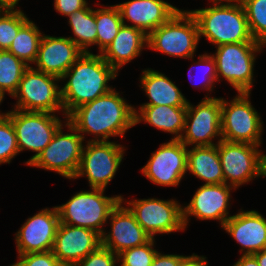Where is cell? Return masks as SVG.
Masks as SVG:
<instances>
[{"label": "cell", "instance_id": "cell-26", "mask_svg": "<svg viewBox=\"0 0 266 266\" xmlns=\"http://www.w3.org/2000/svg\"><path fill=\"white\" fill-rule=\"evenodd\" d=\"M187 172L204 184H223L224 175L219 158L218 144L213 146L187 147Z\"/></svg>", "mask_w": 266, "mask_h": 266}, {"label": "cell", "instance_id": "cell-4", "mask_svg": "<svg viewBox=\"0 0 266 266\" xmlns=\"http://www.w3.org/2000/svg\"><path fill=\"white\" fill-rule=\"evenodd\" d=\"M104 189L76 192L65 204L56 206L60 223L92 229L102 235L111 211L122 195L105 196Z\"/></svg>", "mask_w": 266, "mask_h": 266}, {"label": "cell", "instance_id": "cell-46", "mask_svg": "<svg viewBox=\"0 0 266 266\" xmlns=\"http://www.w3.org/2000/svg\"><path fill=\"white\" fill-rule=\"evenodd\" d=\"M11 2V4H19L20 0H9Z\"/></svg>", "mask_w": 266, "mask_h": 266}, {"label": "cell", "instance_id": "cell-34", "mask_svg": "<svg viewBox=\"0 0 266 266\" xmlns=\"http://www.w3.org/2000/svg\"><path fill=\"white\" fill-rule=\"evenodd\" d=\"M155 245V238H151L143 245L122 251L118 254V259L124 266H151L158 252L154 249Z\"/></svg>", "mask_w": 266, "mask_h": 266}, {"label": "cell", "instance_id": "cell-22", "mask_svg": "<svg viewBox=\"0 0 266 266\" xmlns=\"http://www.w3.org/2000/svg\"><path fill=\"white\" fill-rule=\"evenodd\" d=\"M115 5L124 25L138 28L147 36L179 11V8L164 0H128Z\"/></svg>", "mask_w": 266, "mask_h": 266}, {"label": "cell", "instance_id": "cell-13", "mask_svg": "<svg viewBox=\"0 0 266 266\" xmlns=\"http://www.w3.org/2000/svg\"><path fill=\"white\" fill-rule=\"evenodd\" d=\"M125 199L121 197V201L134 214L136 221L152 238L157 234L186 230L183 222V205L176 199Z\"/></svg>", "mask_w": 266, "mask_h": 266}, {"label": "cell", "instance_id": "cell-12", "mask_svg": "<svg viewBox=\"0 0 266 266\" xmlns=\"http://www.w3.org/2000/svg\"><path fill=\"white\" fill-rule=\"evenodd\" d=\"M125 147L115 141H86L74 177H87L89 187L106 189L124 159Z\"/></svg>", "mask_w": 266, "mask_h": 266}, {"label": "cell", "instance_id": "cell-5", "mask_svg": "<svg viewBox=\"0 0 266 266\" xmlns=\"http://www.w3.org/2000/svg\"><path fill=\"white\" fill-rule=\"evenodd\" d=\"M200 37L190 12L179 9L168 21L148 35L147 48L175 58H195Z\"/></svg>", "mask_w": 266, "mask_h": 266}, {"label": "cell", "instance_id": "cell-40", "mask_svg": "<svg viewBox=\"0 0 266 266\" xmlns=\"http://www.w3.org/2000/svg\"><path fill=\"white\" fill-rule=\"evenodd\" d=\"M207 257L202 255H197L193 253L192 255L186 256L178 266H208Z\"/></svg>", "mask_w": 266, "mask_h": 266}, {"label": "cell", "instance_id": "cell-17", "mask_svg": "<svg viewBox=\"0 0 266 266\" xmlns=\"http://www.w3.org/2000/svg\"><path fill=\"white\" fill-rule=\"evenodd\" d=\"M59 222L56 206L27 218L15 233L18 255L52 251Z\"/></svg>", "mask_w": 266, "mask_h": 266}, {"label": "cell", "instance_id": "cell-18", "mask_svg": "<svg viewBox=\"0 0 266 266\" xmlns=\"http://www.w3.org/2000/svg\"><path fill=\"white\" fill-rule=\"evenodd\" d=\"M108 220L111 231L105 230L101 235V245L117 255L126 249L143 245L152 238L122 201L111 211Z\"/></svg>", "mask_w": 266, "mask_h": 266}, {"label": "cell", "instance_id": "cell-20", "mask_svg": "<svg viewBox=\"0 0 266 266\" xmlns=\"http://www.w3.org/2000/svg\"><path fill=\"white\" fill-rule=\"evenodd\" d=\"M83 53L68 37L43 34L33 68L61 78Z\"/></svg>", "mask_w": 266, "mask_h": 266}, {"label": "cell", "instance_id": "cell-30", "mask_svg": "<svg viewBox=\"0 0 266 266\" xmlns=\"http://www.w3.org/2000/svg\"><path fill=\"white\" fill-rule=\"evenodd\" d=\"M28 67L8 50H0V92L12 97Z\"/></svg>", "mask_w": 266, "mask_h": 266}, {"label": "cell", "instance_id": "cell-3", "mask_svg": "<svg viewBox=\"0 0 266 266\" xmlns=\"http://www.w3.org/2000/svg\"><path fill=\"white\" fill-rule=\"evenodd\" d=\"M183 11L190 12L195 18L199 37L206 38L214 46L257 42L251 36L245 9L240 0Z\"/></svg>", "mask_w": 266, "mask_h": 266}, {"label": "cell", "instance_id": "cell-21", "mask_svg": "<svg viewBox=\"0 0 266 266\" xmlns=\"http://www.w3.org/2000/svg\"><path fill=\"white\" fill-rule=\"evenodd\" d=\"M222 229L241 246V255H253L266 248V218L256 210L241 208Z\"/></svg>", "mask_w": 266, "mask_h": 266}, {"label": "cell", "instance_id": "cell-10", "mask_svg": "<svg viewBox=\"0 0 266 266\" xmlns=\"http://www.w3.org/2000/svg\"><path fill=\"white\" fill-rule=\"evenodd\" d=\"M6 116L11 120L17 139L19 152H35L25 164L29 165L51 142L57 130L67 122L56 114L11 109Z\"/></svg>", "mask_w": 266, "mask_h": 266}, {"label": "cell", "instance_id": "cell-43", "mask_svg": "<svg viewBox=\"0 0 266 266\" xmlns=\"http://www.w3.org/2000/svg\"><path fill=\"white\" fill-rule=\"evenodd\" d=\"M11 2L9 0H0V13L3 12Z\"/></svg>", "mask_w": 266, "mask_h": 266}, {"label": "cell", "instance_id": "cell-35", "mask_svg": "<svg viewBox=\"0 0 266 266\" xmlns=\"http://www.w3.org/2000/svg\"><path fill=\"white\" fill-rule=\"evenodd\" d=\"M19 153L14 127L5 115L0 118V165L10 164Z\"/></svg>", "mask_w": 266, "mask_h": 266}, {"label": "cell", "instance_id": "cell-9", "mask_svg": "<svg viewBox=\"0 0 266 266\" xmlns=\"http://www.w3.org/2000/svg\"><path fill=\"white\" fill-rule=\"evenodd\" d=\"M68 129L63 133L64 127ZM83 136L67 121L54 134L51 142L28 166L54 171L66 179H74L84 147Z\"/></svg>", "mask_w": 266, "mask_h": 266}, {"label": "cell", "instance_id": "cell-37", "mask_svg": "<svg viewBox=\"0 0 266 266\" xmlns=\"http://www.w3.org/2000/svg\"><path fill=\"white\" fill-rule=\"evenodd\" d=\"M16 263L10 266H64L52 251L18 255Z\"/></svg>", "mask_w": 266, "mask_h": 266}, {"label": "cell", "instance_id": "cell-41", "mask_svg": "<svg viewBox=\"0 0 266 266\" xmlns=\"http://www.w3.org/2000/svg\"><path fill=\"white\" fill-rule=\"evenodd\" d=\"M232 266H259L258 261L252 254L241 255Z\"/></svg>", "mask_w": 266, "mask_h": 266}, {"label": "cell", "instance_id": "cell-45", "mask_svg": "<svg viewBox=\"0 0 266 266\" xmlns=\"http://www.w3.org/2000/svg\"><path fill=\"white\" fill-rule=\"evenodd\" d=\"M4 98H5V95H3V94L0 92V105H1V103L3 102ZM6 114H7V112H4V113H3V112L0 110V118H1V117H4Z\"/></svg>", "mask_w": 266, "mask_h": 266}, {"label": "cell", "instance_id": "cell-33", "mask_svg": "<svg viewBox=\"0 0 266 266\" xmlns=\"http://www.w3.org/2000/svg\"><path fill=\"white\" fill-rule=\"evenodd\" d=\"M197 60L198 61L193 62L192 66L189 69V80L192 82L195 78L201 75L199 78L195 79V82L192 83L194 88L201 87L200 90H206L208 93L210 92L211 94V91L213 92L215 88V83H218L216 82L217 70L215 59L212 57L211 53H206L205 51L204 54H199ZM194 67L196 69H194ZM192 69L195 70V74L198 73L197 75H195L197 77H192V75H190ZM196 82H198L197 85L199 84V86L196 85Z\"/></svg>", "mask_w": 266, "mask_h": 266}, {"label": "cell", "instance_id": "cell-27", "mask_svg": "<svg viewBox=\"0 0 266 266\" xmlns=\"http://www.w3.org/2000/svg\"><path fill=\"white\" fill-rule=\"evenodd\" d=\"M89 3L75 13L67 16L68 24L72 29L73 36L70 38L83 52L91 53L90 47H97V29L95 22V9Z\"/></svg>", "mask_w": 266, "mask_h": 266}, {"label": "cell", "instance_id": "cell-36", "mask_svg": "<svg viewBox=\"0 0 266 266\" xmlns=\"http://www.w3.org/2000/svg\"><path fill=\"white\" fill-rule=\"evenodd\" d=\"M118 255L100 245L95 251L87 255L73 266H116L119 265Z\"/></svg>", "mask_w": 266, "mask_h": 266}, {"label": "cell", "instance_id": "cell-39", "mask_svg": "<svg viewBox=\"0 0 266 266\" xmlns=\"http://www.w3.org/2000/svg\"><path fill=\"white\" fill-rule=\"evenodd\" d=\"M185 257V255L180 254H162L158 251L151 266H178Z\"/></svg>", "mask_w": 266, "mask_h": 266}, {"label": "cell", "instance_id": "cell-14", "mask_svg": "<svg viewBox=\"0 0 266 266\" xmlns=\"http://www.w3.org/2000/svg\"><path fill=\"white\" fill-rule=\"evenodd\" d=\"M208 95L196 106L187 103L185 129L180 139L187 147L213 146L222 140L221 97ZM214 139L218 141L214 143Z\"/></svg>", "mask_w": 266, "mask_h": 266}, {"label": "cell", "instance_id": "cell-42", "mask_svg": "<svg viewBox=\"0 0 266 266\" xmlns=\"http://www.w3.org/2000/svg\"><path fill=\"white\" fill-rule=\"evenodd\" d=\"M258 261L259 266H266V248L253 254Z\"/></svg>", "mask_w": 266, "mask_h": 266}, {"label": "cell", "instance_id": "cell-38", "mask_svg": "<svg viewBox=\"0 0 266 266\" xmlns=\"http://www.w3.org/2000/svg\"><path fill=\"white\" fill-rule=\"evenodd\" d=\"M87 4V0H54V10L61 15L69 16L83 9Z\"/></svg>", "mask_w": 266, "mask_h": 266}, {"label": "cell", "instance_id": "cell-31", "mask_svg": "<svg viewBox=\"0 0 266 266\" xmlns=\"http://www.w3.org/2000/svg\"><path fill=\"white\" fill-rule=\"evenodd\" d=\"M17 5L10 4L0 13V50L9 49L19 29L29 20Z\"/></svg>", "mask_w": 266, "mask_h": 266}, {"label": "cell", "instance_id": "cell-23", "mask_svg": "<svg viewBox=\"0 0 266 266\" xmlns=\"http://www.w3.org/2000/svg\"><path fill=\"white\" fill-rule=\"evenodd\" d=\"M147 40L142 30L123 24L101 56L118 73L125 64L141 55L147 48Z\"/></svg>", "mask_w": 266, "mask_h": 266}, {"label": "cell", "instance_id": "cell-15", "mask_svg": "<svg viewBox=\"0 0 266 266\" xmlns=\"http://www.w3.org/2000/svg\"><path fill=\"white\" fill-rule=\"evenodd\" d=\"M140 171L153 184L177 187L187 174V146L174 139L162 143Z\"/></svg>", "mask_w": 266, "mask_h": 266}, {"label": "cell", "instance_id": "cell-8", "mask_svg": "<svg viewBox=\"0 0 266 266\" xmlns=\"http://www.w3.org/2000/svg\"><path fill=\"white\" fill-rule=\"evenodd\" d=\"M60 81L58 77L29 66L12 96L17 100L12 109L52 114L60 110L64 116Z\"/></svg>", "mask_w": 266, "mask_h": 266}, {"label": "cell", "instance_id": "cell-11", "mask_svg": "<svg viewBox=\"0 0 266 266\" xmlns=\"http://www.w3.org/2000/svg\"><path fill=\"white\" fill-rule=\"evenodd\" d=\"M259 147L225 140L218 143L225 184L238 189L257 177L265 178V154Z\"/></svg>", "mask_w": 266, "mask_h": 266}, {"label": "cell", "instance_id": "cell-32", "mask_svg": "<svg viewBox=\"0 0 266 266\" xmlns=\"http://www.w3.org/2000/svg\"><path fill=\"white\" fill-rule=\"evenodd\" d=\"M252 38L266 47V0H240Z\"/></svg>", "mask_w": 266, "mask_h": 266}, {"label": "cell", "instance_id": "cell-16", "mask_svg": "<svg viewBox=\"0 0 266 266\" xmlns=\"http://www.w3.org/2000/svg\"><path fill=\"white\" fill-rule=\"evenodd\" d=\"M235 187L228 184H203L195 191L191 201L182 206L185 229L191 216L204 220H216L221 227L231 217V191Z\"/></svg>", "mask_w": 266, "mask_h": 266}, {"label": "cell", "instance_id": "cell-44", "mask_svg": "<svg viewBox=\"0 0 266 266\" xmlns=\"http://www.w3.org/2000/svg\"><path fill=\"white\" fill-rule=\"evenodd\" d=\"M233 1L235 0H210V3L212 2L213 5H216V4H226Z\"/></svg>", "mask_w": 266, "mask_h": 266}, {"label": "cell", "instance_id": "cell-25", "mask_svg": "<svg viewBox=\"0 0 266 266\" xmlns=\"http://www.w3.org/2000/svg\"><path fill=\"white\" fill-rule=\"evenodd\" d=\"M140 84L149 102L141 105L187 106L189 100L169 77L151 68L143 69Z\"/></svg>", "mask_w": 266, "mask_h": 266}, {"label": "cell", "instance_id": "cell-1", "mask_svg": "<svg viewBox=\"0 0 266 266\" xmlns=\"http://www.w3.org/2000/svg\"><path fill=\"white\" fill-rule=\"evenodd\" d=\"M113 88L107 94L77 107L67 121L88 141H110V137L123 138L135 125V107ZM86 134V135H84Z\"/></svg>", "mask_w": 266, "mask_h": 266}, {"label": "cell", "instance_id": "cell-19", "mask_svg": "<svg viewBox=\"0 0 266 266\" xmlns=\"http://www.w3.org/2000/svg\"><path fill=\"white\" fill-rule=\"evenodd\" d=\"M101 245L96 231L59 222L52 252L64 266H73Z\"/></svg>", "mask_w": 266, "mask_h": 266}, {"label": "cell", "instance_id": "cell-29", "mask_svg": "<svg viewBox=\"0 0 266 266\" xmlns=\"http://www.w3.org/2000/svg\"><path fill=\"white\" fill-rule=\"evenodd\" d=\"M95 8V22L97 29V47L101 54L106 47L113 41L123 25L119 9L116 5L107 7L101 5Z\"/></svg>", "mask_w": 266, "mask_h": 266}, {"label": "cell", "instance_id": "cell-24", "mask_svg": "<svg viewBox=\"0 0 266 266\" xmlns=\"http://www.w3.org/2000/svg\"><path fill=\"white\" fill-rule=\"evenodd\" d=\"M186 112L187 106L140 105L135 108V125L143 122L174 135L171 139L180 140L185 129Z\"/></svg>", "mask_w": 266, "mask_h": 266}, {"label": "cell", "instance_id": "cell-47", "mask_svg": "<svg viewBox=\"0 0 266 266\" xmlns=\"http://www.w3.org/2000/svg\"><path fill=\"white\" fill-rule=\"evenodd\" d=\"M265 177H266V154H265Z\"/></svg>", "mask_w": 266, "mask_h": 266}, {"label": "cell", "instance_id": "cell-28", "mask_svg": "<svg viewBox=\"0 0 266 266\" xmlns=\"http://www.w3.org/2000/svg\"><path fill=\"white\" fill-rule=\"evenodd\" d=\"M43 33L37 25L28 20L18 31L8 51L24 61L28 66L35 62Z\"/></svg>", "mask_w": 266, "mask_h": 266}, {"label": "cell", "instance_id": "cell-2", "mask_svg": "<svg viewBox=\"0 0 266 266\" xmlns=\"http://www.w3.org/2000/svg\"><path fill=\"white\" fill-rule=\"evenodd\" d=\"M118 73L102 58L101 54L84 52L63 74L61 99L64 117L67 118L77 107L95 100L110 92L108 85Z\"/></svg>", "mask_w": 266, "mask_h": 266}, {"label": "cell", "instance_id": "cell-7", "mask_svg": "<svg viewBox=\"0 0 266 266\" xmlns=\"http://www.w3.org/2000/svg\"><path fill=\"white\" fill-rule=\"evenodd\" d=\"M250 94L238 92L230 101L221 97L222 140L261 146L264 124Z\"/></svg>", "mask_w": 266, "mask_h": 266}, {"label": "cell", "instance_id": "cell-6", "mask_svg": "<svg viewBox=\"0 0 266 266\" xmlns=\"http://www.w3.org/2000/svg\"><path fill=\"white\" fill-rule=\"evenodd\" d=\"M215 47L217 50L211 55L216 62L217 82L224 78L237 93H251L257 53L262 52L264 45L240 42Z\"/></svg>", "mask_w": 266, "mask_h": 266}]
</instances>
